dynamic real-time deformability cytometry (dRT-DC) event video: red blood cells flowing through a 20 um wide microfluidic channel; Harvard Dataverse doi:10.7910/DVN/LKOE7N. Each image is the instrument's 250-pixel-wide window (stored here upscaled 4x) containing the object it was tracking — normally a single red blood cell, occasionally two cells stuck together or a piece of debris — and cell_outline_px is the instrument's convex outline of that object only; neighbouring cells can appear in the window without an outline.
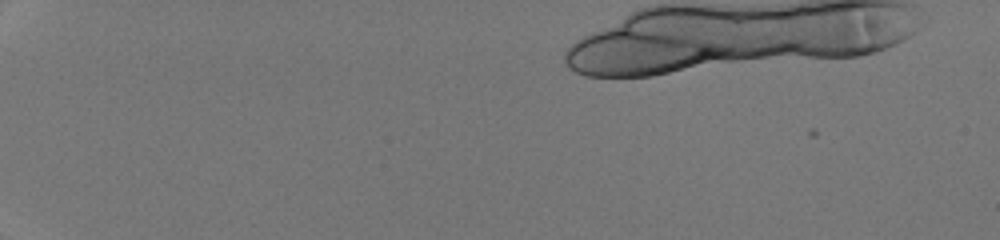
{"species": "human", "species_latin": "Homo sapiens", "temperature_condition": "room temperature", "stored_images_in_passage": 1, "camera_frame_rate_fps": 3000, "um_per_image_px": 0.085, "donor": {"sex": "male"}, "frame": {"image": 1, "passage_image": 1, "time_ms": 0.0, "image_size_px": [1000, 240], "cell_outline_px": [[876, 48], [868, 52], [848, 56], [644, 76], [596, 76], [580, 72], [576, 68], [704, 44], [800, 44]], "centroid_in_image_um": [60.97, 4.97], "position_along_channel_um": 24.0, "area_um2": 37.34}}